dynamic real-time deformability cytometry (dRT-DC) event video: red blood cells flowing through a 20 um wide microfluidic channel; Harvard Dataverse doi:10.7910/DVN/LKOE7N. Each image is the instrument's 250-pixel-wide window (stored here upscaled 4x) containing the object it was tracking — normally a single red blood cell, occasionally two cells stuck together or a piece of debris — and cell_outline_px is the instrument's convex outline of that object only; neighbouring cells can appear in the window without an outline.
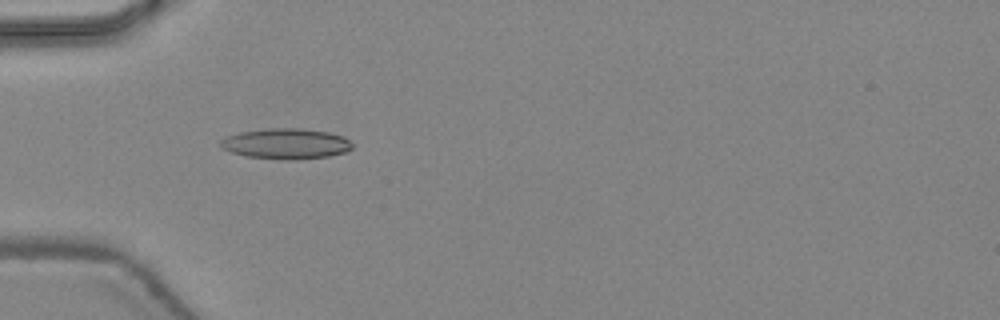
{"species": "common noctule bat (a hibernating species)", "species_latin": "Nyctalus noctula", "temperature_condition": "warm", "stored_images_in_passage": 47, "camera_frame_rate_fps": 3000, "um_per_image_px": 0.085, "animal": {"sex": "female", "body_mass_g": 24.6, "forearm_length_mm": 56.2}, "frame": {"image": 1, "passage_image": 16, "time_ms": 5.0, "image_size_px": [1000, 320], "cell_outline_px": [[352, 148], [348, 152], [328, 156], [296, 160], [288, 160], [248, 156], [232, 152], [220, 148], [220, 140], [224, 136], [240, 132], [268, 128], [300, 128], [328, 132], [344, 136], [352, 144]], "centroid_in_image_um": [24.31, 12.21], "position_along_channel_um": 60.7, "area_um2": 23.58}}
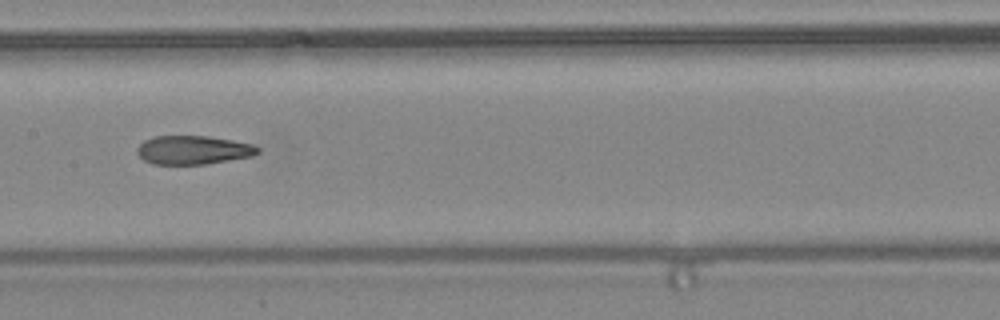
{"frame": {"image": 2, "passage_image": 25, "time_ms": 8.0, "image_size_px": [1000, 320], "cell_outline_px": [[260, 152], [252, 156], [208, 164], [152, 164], [144, 160], [136, 152], [136, 148], [144, 140], [152, 136], [208, 136], [232, 140], [252, 144], [260, 148]], "centroid_in_image_um": [16.41, 12.75], "position_along_channel_um": 191.0, "area_um2": 20.29}}
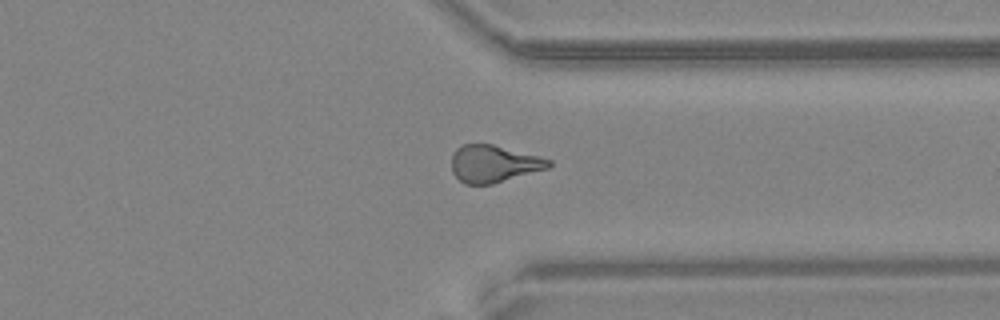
{"frame": {"image": 3, "passage_image": 37, "time_ms": 12.0, "image_size_px": [1000, 320], "cell_outline_px": [[552, 164], [548, 168], [492, 184], [464, 184], [452, 172], [452, 152], [456, 148], [464, 144], [492, 144], [552, 160]], "centroid_in_image_um": [41.94, 13.92], "position_along_channel_um": 369.5, "area_um2": 20.87}, "authors_computed_cell_mechanics": {"area_um2": 21.2704, "velocity_mm_per_s": 4.4851, "shape_relaxation_time_tau1_ms": null, "shape_relaxation_time_tau2_ms": 2.1269, "deformation_change_tau1": null, "deformation_change_tau2": 0.1165}}